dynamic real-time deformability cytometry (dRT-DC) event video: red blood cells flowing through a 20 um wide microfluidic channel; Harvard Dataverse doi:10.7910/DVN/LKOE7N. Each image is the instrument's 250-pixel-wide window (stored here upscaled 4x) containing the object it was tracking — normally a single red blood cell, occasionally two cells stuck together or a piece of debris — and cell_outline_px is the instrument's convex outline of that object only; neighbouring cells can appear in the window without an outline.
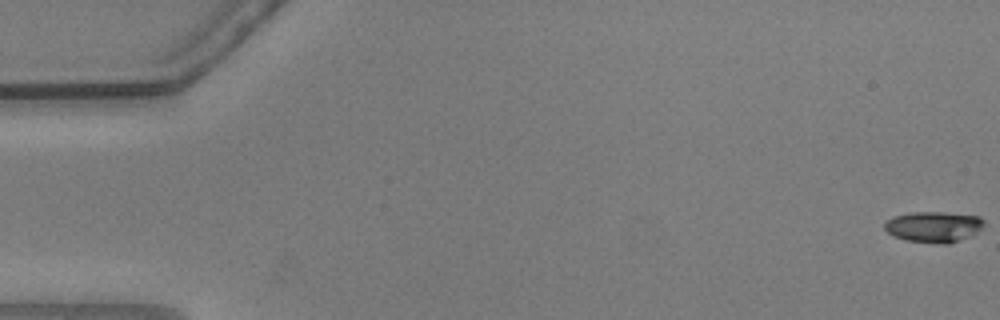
{"species": "common noctule bat (a hibernating species)", "species_latin": "Nyctalus noctula", "temperature_condition": "warm", "stored_images_in_passage": 55, "camera_frame_rate_fps": 3000, "um_per_image_px": 0.085, "animal": {"sex": "male", "body_mass_g": 20.5, "forearm_length_mm": 52.5}, "frame": {"image": 1, "passage_image": 1, "time_ms": 0.0, "image_size_px": [1000, 320], "cell_outline_px": [[984, 224], [976, 232], [968, 236], [948, 244], [944, 244], [904, 240], [892, 236], [884, 228], [884, 224], [892, 216], [912, 212], [944, 212], [980, 216], [984, 220]], "centroid_in_image_um": [79.32, 19.27], "position_along_channel_um": 5.7, "area_um2": 17.8}}
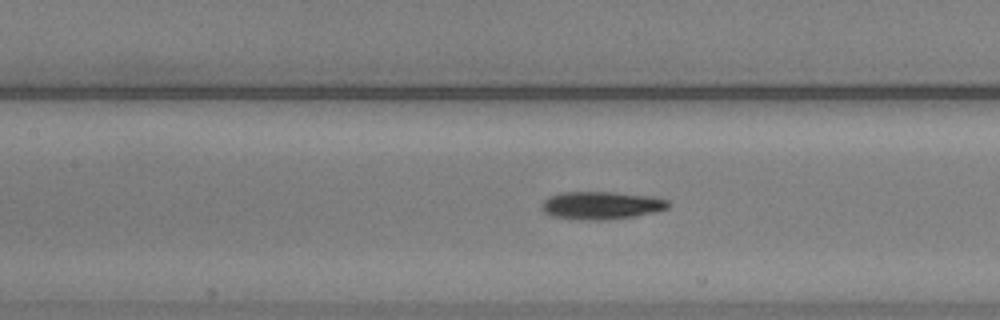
{"frame": {"image": 2, "passage_image": 26, "time_ms": 8.333, "image_size_px": [1000, 320], "cell_outline_px": [[668, 208], [636, 216], [600, 220], [576, 220], [552, 216], [544, 212], [540, 208], [540, 204], [548, 196], [560, 192], [612, 192], [652, 196], [668, 200]], "centroid_in_image_um": [51.04, 17.45], "position_along_channel_um": 156.4, "area_um2": 20.63}}
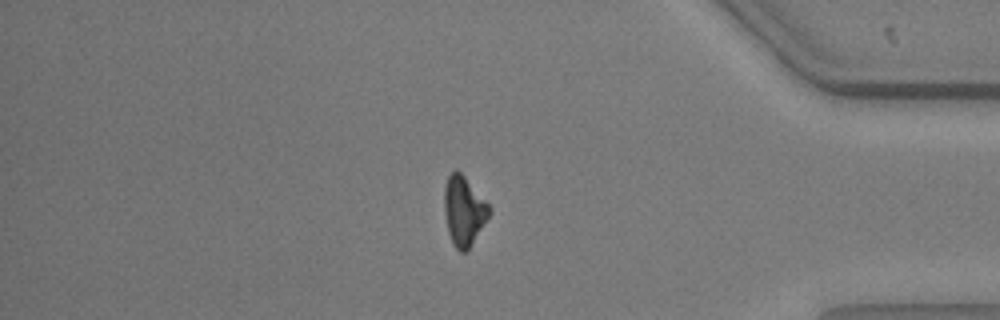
{"frame": {"image": 3, "passage_image": 48, "time_ms": 15.667, "image_size_px": [1000, 320], "cell_outline_px": [[492, 212], [468, 252], [460, 252], [452, 244], [448, 232], [444, 212], [444, 184], [448, 176], [456, 168], [464, 176], [492, 208]], "centroid_in_image_um": [39.43, 17.95], "position_along_channel_um": 395.8, "area_um2": 18.5}, "authors_computed_cell_mechanics": {"area_um2": 18.9006, "velocity_mm_per_s": 3.6598, "shape_relaxation_time_tau1_ms": 4.7724, "shape_relaxation_time_tau2_ms": 8.0035, "deformation_change_tau1": 0.1577, "deformation_change_tau2": 0.1812}}